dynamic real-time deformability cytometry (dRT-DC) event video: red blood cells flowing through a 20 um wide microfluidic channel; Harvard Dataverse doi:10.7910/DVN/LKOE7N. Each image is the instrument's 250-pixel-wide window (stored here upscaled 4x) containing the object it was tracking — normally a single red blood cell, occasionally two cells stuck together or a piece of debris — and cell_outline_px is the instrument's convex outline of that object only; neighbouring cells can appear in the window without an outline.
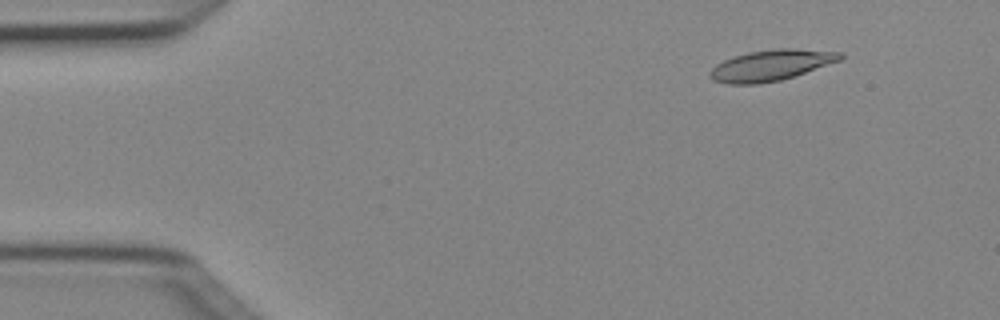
{"species": "Egyptian fruit bat (a non-hibernating species)", "species_latin": "Rousettus aegyptiacus", "temperature_condition": "cold", "stored_images_in_passage": 5, "camera_frame_rate_fps": 3000, "um_per_image_px": 0.085, "animal": {"sex": "female"}, "frame": {"image": 1, "passage_image": 2, "time_ms": 0.333, "image_size_px": [1000, 320], "cell_outline_px": [[844, 56], [840, 60], [780, 80], [756, 84], [728, 84], [712, 80], [708, 76], [708, 72], [716, 64], [724, 60], [748, 52], [772, 48], [796, 48], [844, 52]], "centroid_in_image_um": [65.51, 5.53], "position_along_channel_um": 19.5, "area_um2": 23.41}}